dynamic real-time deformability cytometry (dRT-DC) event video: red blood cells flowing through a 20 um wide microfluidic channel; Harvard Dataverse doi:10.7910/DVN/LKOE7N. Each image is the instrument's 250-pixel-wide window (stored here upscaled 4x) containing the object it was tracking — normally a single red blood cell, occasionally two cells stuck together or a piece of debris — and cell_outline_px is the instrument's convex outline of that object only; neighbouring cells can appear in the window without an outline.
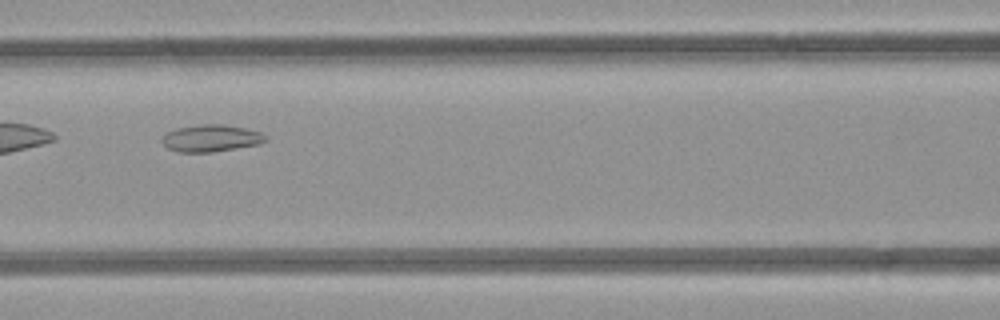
{"species": "common noctule bat (a hibernating species)", "species_latin": "Nyctalus noctula", "temperature_condition": "room temperature", "stored_images_in_passage": 6, "camera_frame_rate_fps": 3000, "um_per_image_px": 0.085, "animal": {"sex": "female", "body_mass_g": 21.9}, "frame": {"image": 1, "passage_image": 6, "time_ms": 5.667, "image_size_px": [1000, 320], "cell_outline_px": [[268, 140], [256, 144], [212, 152], [180, 152], [168, 148], [160, 140], [160, 136], [176, 128], [200, 124], [224, 124], [244, 128], [260, 132], [268, 136]], "centroid_in_image_um": [17.9, 11.73], "position_along_channel_um": 148.7, "area_um2": 16.24}}